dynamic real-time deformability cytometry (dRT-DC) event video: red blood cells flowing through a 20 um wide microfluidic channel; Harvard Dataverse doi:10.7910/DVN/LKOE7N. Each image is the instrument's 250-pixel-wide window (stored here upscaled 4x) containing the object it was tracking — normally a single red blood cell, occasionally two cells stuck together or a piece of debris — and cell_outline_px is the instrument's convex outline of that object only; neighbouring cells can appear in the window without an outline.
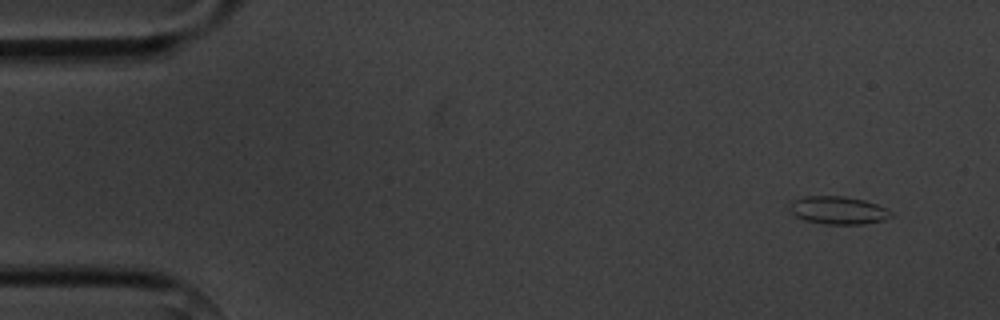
{"species": "common noctule bat (a hibernating species)", "species_latin": "Nyctalus noctula", "temperature_condition": "cold", "stored_images_in_passage": 4, "camera_frame_rate_fps": 3000, "um_per_image_px": 0.085, "animal": {"sex": "male", "body_mass_g": 20.1, "forearm_length_mm": 53.5}, "frame": {"image": 1, "passage_image": 1, "time_ms": 0.0, "image_size_px": [1000, 320], "cell_outline_px": [[892, 216], [884, 220], [864, 224], [824, 224], [804, 220], [796, 216], [788, 208], [788, 204], [792, 200], [804, 196], [844, 196], [864, 200], [876, 204], [892, 212]], "centroid_in_image_um": [71.2, 17.87], "position_along_channel_um": 13.8, "area_um2": 16.53}}
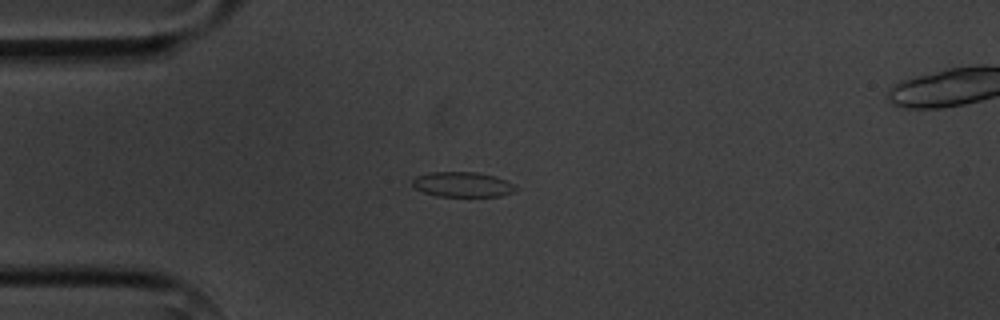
{"frame": {"image": 2, "passage_image": 3, "time_ms": 3.333, "image_size_px": [1000, 320], "cell_outline_px": [[516, 188], [512, 192], [500, 196], [436, 196], [424, 192], [416, 188], [412, 184], [412, 180], [416, 176], [428, 172], [476, 172], [492, 176], [504, 180], [512, 184]], "centroid_in_image_um": [39.25, 15.68], "position_along_channel_um": 45.7, "area_um2": 14.8}}